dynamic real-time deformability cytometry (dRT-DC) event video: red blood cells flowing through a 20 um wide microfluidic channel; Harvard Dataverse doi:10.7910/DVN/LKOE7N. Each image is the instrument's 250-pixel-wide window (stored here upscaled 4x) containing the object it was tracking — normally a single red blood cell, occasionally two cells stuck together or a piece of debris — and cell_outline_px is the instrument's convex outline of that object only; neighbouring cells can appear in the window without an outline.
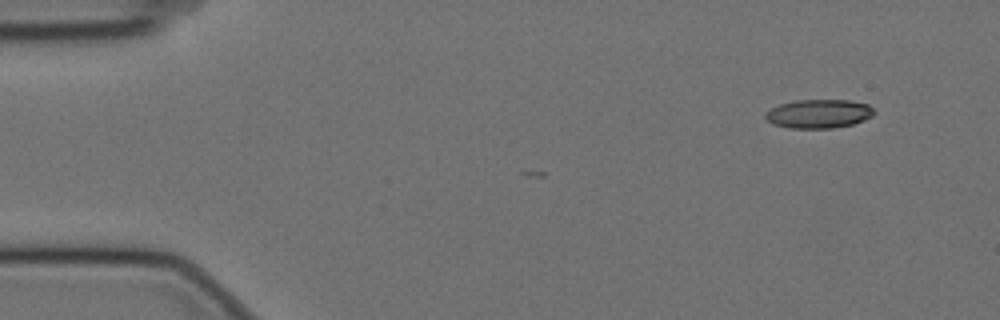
{"species": "Egyptian fruit bat (a non-hibernating species)", "species_latin": "Rousettus aegyptiacus", "temperature_condition": "cold", "stored_images_in_passage": 5, "camera_frame_rate_fps": 3000, "um_per_image_px": 0.085, "animal": {"sex": "female"}, "frame": {"image": 1, "passage_image": 5, "time_ms": 1.333, "image_size_px": [1000, 320], "cell_outline_px": [[876, 112], [872, 116], [864, 120], [852, 124], [832, 128], [792, 128], [772, 124], [764, 116], [764, 112], [780, 104], [796, 100], [848, 100], [868, 104]], "centroid_in_image_um": [69.59, 9.66], "position_along_channel_um": 15.4, "area_um2": 18.21}}